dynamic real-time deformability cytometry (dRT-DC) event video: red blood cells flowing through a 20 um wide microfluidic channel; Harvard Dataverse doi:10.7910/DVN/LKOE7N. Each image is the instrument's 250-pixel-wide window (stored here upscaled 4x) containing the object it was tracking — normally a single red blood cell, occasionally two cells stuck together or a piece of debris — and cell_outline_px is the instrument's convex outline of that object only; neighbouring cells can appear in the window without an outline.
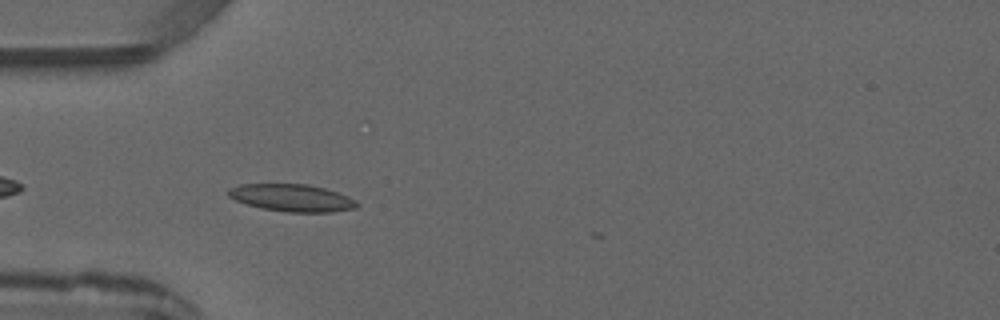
{"species": "common noctule bat (a hibernating species)", "species_latin": "Nyctalus noctula", "temperature_condition": "warm", "stored_images_in_passage": 4, "camera_frame_rate_fps": 3000, "um_per_image_px": 0.085, "animal": {"sex": "male", "forearm_length_mm": 52.5}, "frame": {"image": 1, "passage_image": 3, "time_ms": 2.333, "image_size_px": [1000, 320], "cell_outline_px": [[360, 204], [356, 208], [332, 212], [288, 212], [260, 208], [236, 200], [228, 196], [228, 188], [240, 184], [308, 184], [324, 188], [348, 196], [356, 200]], "centroid_in_image_um": [24.83, 16.81], "position_along_channel_um": 60.2, "area_um2": 20.46}}